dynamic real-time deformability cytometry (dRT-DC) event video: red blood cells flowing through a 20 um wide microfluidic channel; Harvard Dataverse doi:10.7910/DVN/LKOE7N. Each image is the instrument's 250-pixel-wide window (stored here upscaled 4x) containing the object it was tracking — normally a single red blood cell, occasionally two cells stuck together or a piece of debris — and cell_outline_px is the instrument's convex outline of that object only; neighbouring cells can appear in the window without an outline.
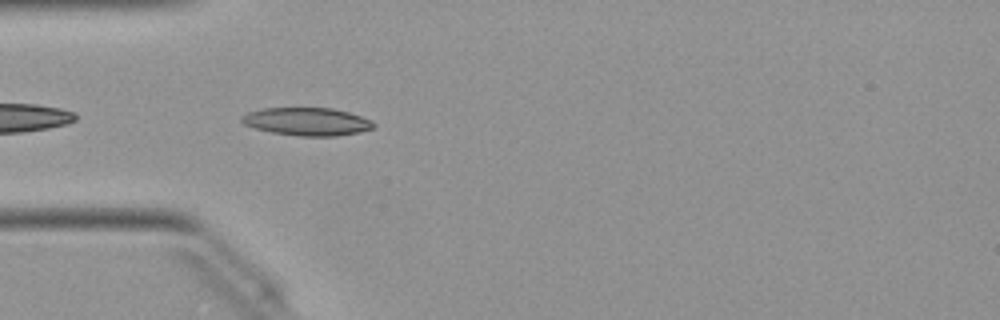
{"species": "Egyptian fruit bat (a non-hibernating species)", "species_latin": "Rousettus aegyptiacus", "temperature_condition": "warm", "stored_images_in_passage": 34, "camera_frame_rate_fps": 3000, "um_per_image_px": 0.085, "animal": {"sex": "female"}, "frame": {"image": 1, "passage_image": 2, "time_ms": 0.333, "image_size_px": [1000, 320], "cell_outline_px": [[376, 124], [372, 128], [360, 132], [336, 136], [300, 136], [272, 132], [256, 128], [244, 124], [240, 120], [240, 116], [248, 112], [260, 108], [332, 108], [348, 112], [372, 120]], "centroid_in_image_um": [26.09, 10.33], "position_along_channel_um": 58.9, "area_um2": 21.44}}
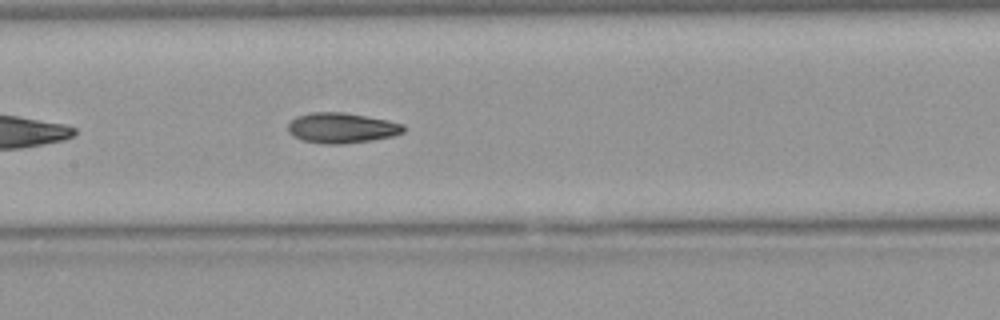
{"frame": {"image": 2, "passage_image": 11, "time_ms": 3.333, "image_size_px": [1000, 320], "cell_outline_px": [[404, 132], [392, 136], [372, 140], [344, 144], [324, 144], [300, 140], [292, 136], [288, 132], [288, 124], [296, 116], [312, 112], [344, 112], [388, 120], [404, 124]], "centroid_in_image_um": [29.02, 10.88], "position_along_channel_um": 178.4, "area_um2": 20.58}}
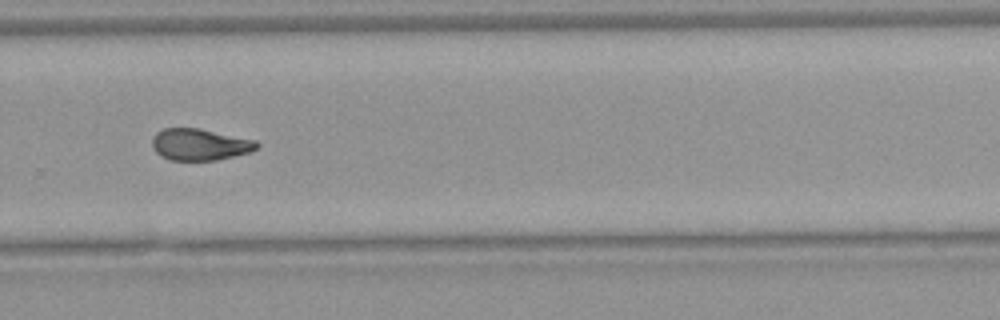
{"frame": {"image": 3, "passage_image": 21, "time_ms": 6.667, "image_size_px": [1000, 320], "cell_outline_px": [[260, 144], [256, 148], [248, 152], [216, 160], [172, 160], [160, 156], [152, 148], [152, 136], [156, 132], [164, 128], [200, 128], [256, 140]], "centroid_in_image_um": [16.94, 12.27], "position_along_channel_um": 312.9, "area_um2": 19.31}, "authors_computed_cell_mechanics": {"area_um2": 19.9988, "velocity_mm_per_s": 4.0524, "shape_relaxation_time_tau1_ms": 7.7884, "shape_relaxation_time_tau2_ms": 2.5184, "deformation_change_tau1": 0.2012, "deformation_change_tau2": 0.0885}}